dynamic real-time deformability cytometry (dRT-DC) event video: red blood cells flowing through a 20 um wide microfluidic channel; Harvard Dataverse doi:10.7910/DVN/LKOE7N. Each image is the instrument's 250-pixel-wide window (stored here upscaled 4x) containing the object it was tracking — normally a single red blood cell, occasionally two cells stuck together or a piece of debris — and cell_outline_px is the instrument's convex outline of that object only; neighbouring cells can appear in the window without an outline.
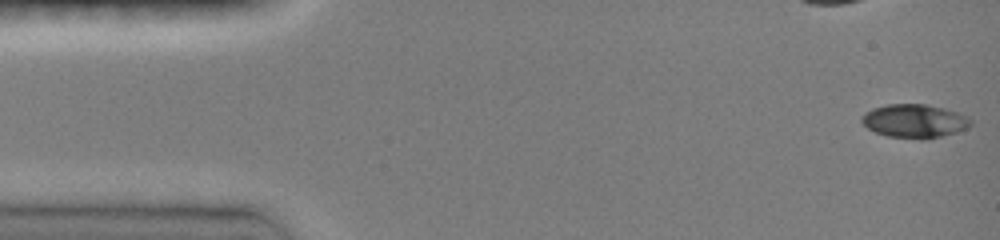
{"species": "common noctule bat (a hibernating species)", "species_latin": "Nyctalus noctula", "temperature_condition": "room temperature", "stored_images_in_passage": 35, "camera_frame_rate_fps": 3000, "um_per_image_px": 0.085, "animal": {"sex": "female", "body_mass_g": 19.0, "forearm_length_mm": 51.5}, "frame": {"image": 1, "passage_image": 1, "time_ms": 0.0, "image_size_px": [1000, 240], "cell_outline_px": [[972, 124], [968, 128], [956, 132], [924, 140], [888, 136], [876, 132], [868, 128], [860, 120], [860, 116], [872, 108], [888, 104], [928, 104], [944, 108], [968, 116], [972, 120]], "centroid_in_image_um": [77.74, 10.28], "position_along_channel_um": 7.3, "area_um2": 21.44}}